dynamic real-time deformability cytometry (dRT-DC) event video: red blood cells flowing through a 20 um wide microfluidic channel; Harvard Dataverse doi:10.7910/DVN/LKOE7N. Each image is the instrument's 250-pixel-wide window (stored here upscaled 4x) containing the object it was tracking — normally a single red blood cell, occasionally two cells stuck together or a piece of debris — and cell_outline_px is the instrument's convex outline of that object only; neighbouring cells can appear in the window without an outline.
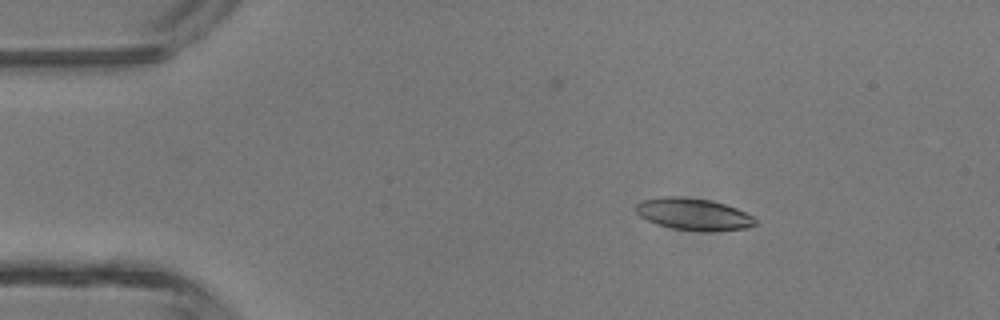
{"species": "common noctule bat (a hibernating species)", "species_latin": "Nyctalus noctula", "temperature_condition": "room temperature", "stored_images_in_passage": 4, "camera_frame_rate_fps": 3000, "um_per_image_px": 0.085, "animal": {"sex": "male", "body_mass_g": 13.3}, "frame": {"image": 1, "passage_image": 2, "time_ms": 1.0, "image_size_px": [1000, 320], "cell_outline_px": [[756, 224], [748, 228], [704, 232], [672, 228], [656, 224], [640, 216], [636, 212], [636, 204], [640, 200], [664, 196], [680, 196], [712, 200], [736, 208], [752, 216], [756, 220]], "centroid_in_image_um": [58.93, 18.2], "position_along_channel_um": 26.1, "area_um2": 22.31}}
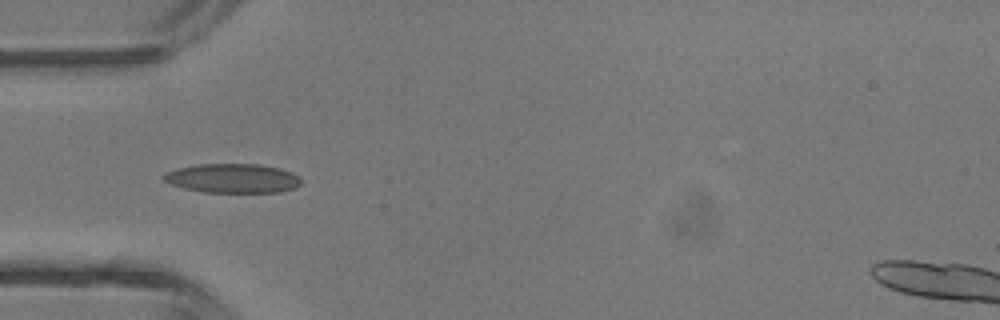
{"frame": {"image": 2, "passage_image": 4, "time_ms": 3.333, "image_size_px": [1000, 320], "cell_outline_px": [[300, 184], [296, 188], [280, 192], [204, 192], [184, 188], [172, 184], [164, 180], [160, 176], [176, 168], [200, 164], [260, 164], [280, 168], [292, 172], [300, 180]], "centroid_in_image_um": [19.78, 15.15], "position_along_channel_um": 65.2, "area_um2": 23.35}}